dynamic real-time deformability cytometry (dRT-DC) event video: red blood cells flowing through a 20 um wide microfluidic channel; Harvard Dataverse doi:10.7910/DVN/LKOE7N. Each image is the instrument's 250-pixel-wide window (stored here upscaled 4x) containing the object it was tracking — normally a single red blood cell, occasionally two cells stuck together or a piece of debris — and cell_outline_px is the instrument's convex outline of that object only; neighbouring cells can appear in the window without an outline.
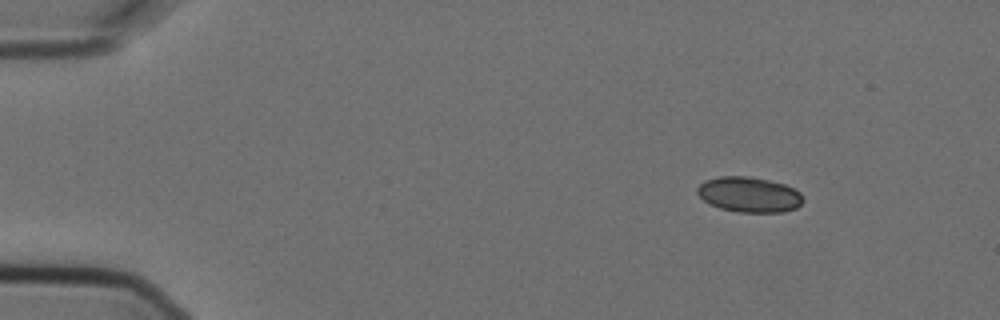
{"species": "Egyptian fruit bat (a non-hibernating species)", "species_latin": "Rousettus aegyptiacus", "temperature_condition": "cold", "stored_images_in_passage": 5, "camera_frame_rate_fps": 3000, "um_per_image_px": 0.085, "animal": {"sex": "female"}, "frame": {"image": 1, "passage_image": 1, "time_ms": 0.0, "image_size_px": [1000, 320], "cell_outline_px": [[804, 200], [796, 208], [784, 212], [736, 212], [720, 208], [708, 204], [696, 192], [696, 188], [704, 180], [720, 176], [744, 176], [768, 180], [784, 184], [800, 192]], "centroid_in_image_um": [63.65, 16.54], "position_along_channel_um": 21.3, "area_um2": 21.79}}
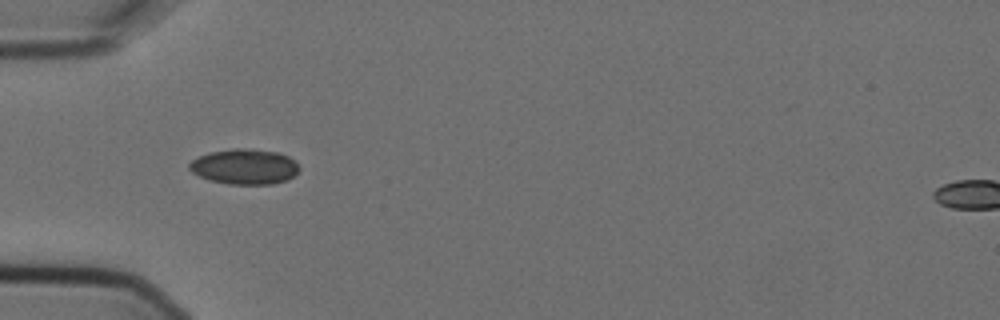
{"frame": {"image": 2, "passage_image": 4, "time_ms": 1.0, "image_size_px": [1000, 320], "cell_outline_px": [[300, 168], [292, 176], [284, 180], [272, 184], [228, 184], [212, 180], [200, 176], [192, 172], [188, 168], [188, 164], [192, 160], [208, 152], [232, 148], [252, 148], [280, 152], [288, 156]], "centroid_in_image_um": [20.76, 14.14], "position_along_channel_um": 64.2, "area_um2": 22.54}}
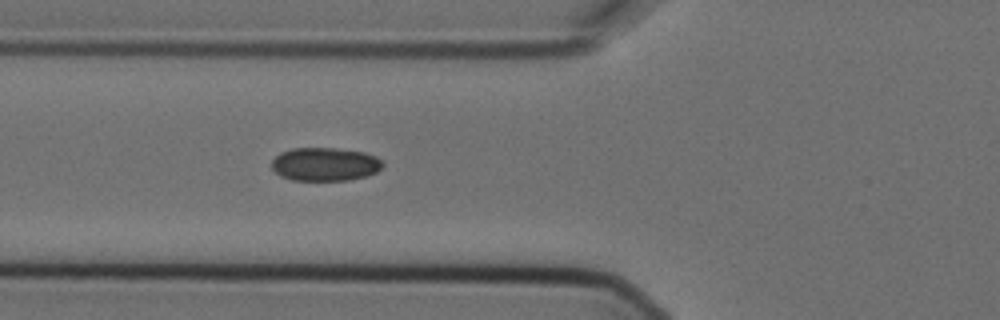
{"frame": {"image": 3, "passage_image": 5, "time_ms": 1.333, "image_size_px": [1000, 320], "cell_outline_px": [[384, 164], [376, 172], [364, 176], [348, 180], [292, 180], [280, 176], [272, 168], [272, 160], [280, 152], [292, 148], [336, 148], [364, 152], [376, 156]], "centroid_in_image_um": [27.6, 13.95], "position_along_channel_um": 98.2, "area_um2": 21.56}}